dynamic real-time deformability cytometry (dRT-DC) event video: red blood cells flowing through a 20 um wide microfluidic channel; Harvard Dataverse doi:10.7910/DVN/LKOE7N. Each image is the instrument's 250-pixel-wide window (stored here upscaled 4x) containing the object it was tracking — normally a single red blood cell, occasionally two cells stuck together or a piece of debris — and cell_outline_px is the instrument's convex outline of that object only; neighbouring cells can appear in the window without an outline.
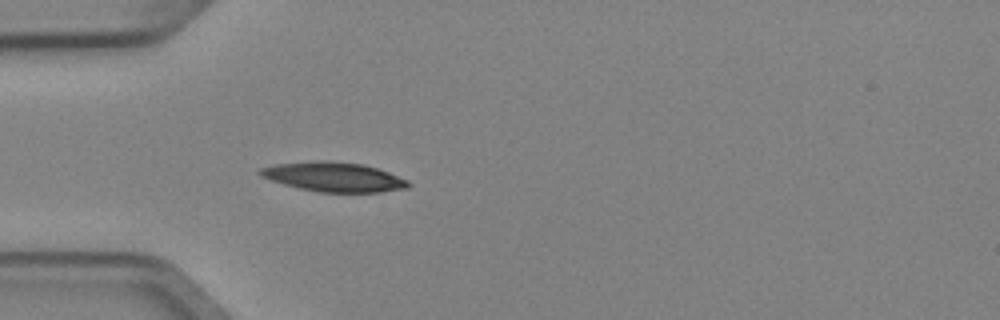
{"species": "Egyptian fruit bat (a non-hibernating species)", "species_latin": "Rousettus aegyptiacus", "temperature_condition": "cold", "stored_images_in_passage": 5, "camera_frame_rate_fps": 3000, "um_per_image_px": 0.085, "animal": {"sex": "female"}, "frame": {"image": 1, "passage_image": 5, "time_ms": 1.333, "image_size_px": [1000, 320], "cell_outline_px": [[412, 184], [408, 188], [380, 192], [320, 192], [300, 188], [284, 184], [260, 176], [256, 172], [260, 168], [276, 164], [324, 160], [364, 164], [388, 172], [408, 180]], "centroid_in_image_um": [28.38, 15.04], "position_along_channel_um": 56.6, "area_um2": 25.32}}